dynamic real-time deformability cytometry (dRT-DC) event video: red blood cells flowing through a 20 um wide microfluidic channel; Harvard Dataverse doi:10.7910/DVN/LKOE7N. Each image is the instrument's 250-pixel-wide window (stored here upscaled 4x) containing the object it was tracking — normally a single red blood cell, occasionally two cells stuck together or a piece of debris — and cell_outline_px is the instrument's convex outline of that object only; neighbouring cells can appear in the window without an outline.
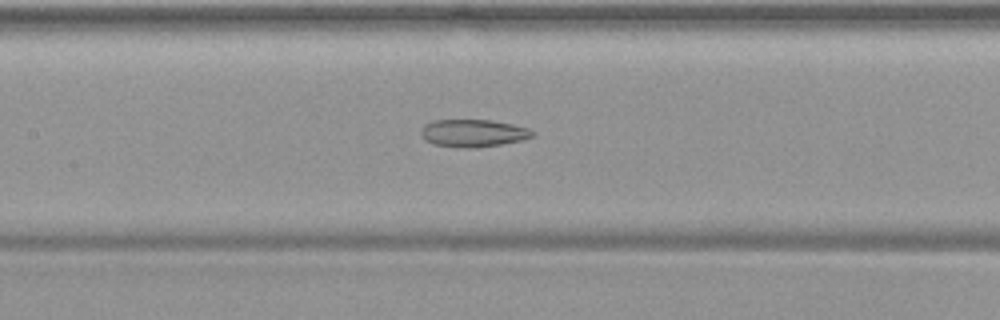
{"species": "common noctule bat (a hibernating species)", "species_latin": "Nyctalus noctula", "temperature_condition": "warm", "stored_images_in_passage": 49, "camera_frame_rate_fps": 3000, "um_per_image_px": 0.085, "animal": {"sex": "female", "body_mass_g": 19.9}, "frame": {"image": 1, "passage_image": 23, "time_ms": 7.333, "image_size_px": [1000, 320], "cell_outline_px": [[536, 136], [524, 140], [476, 148], [468, 148], [432, 144], [424, 140], [420, 132], [420, 128], [424, 124], [432, 120], [492, 120], [512, 124], [528, 128], [536, 132]], "centroid_in_image_um": [40.23, 11.31], "position_along_channel_um": 167.2, "area_um2": 18.15}}
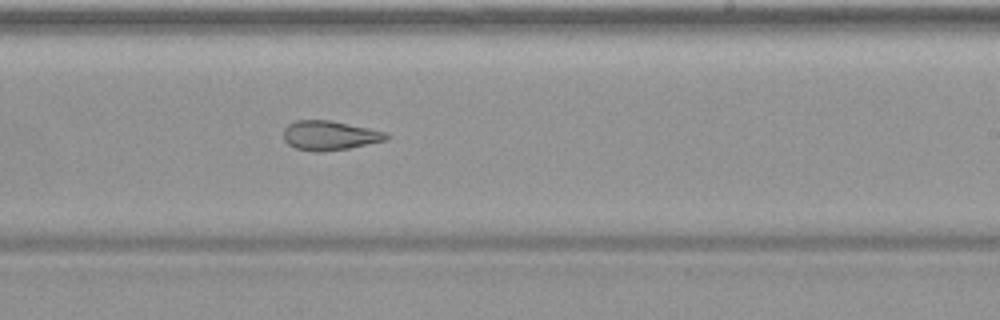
{"frame": {"image": 2, "passage_image": 30, "time_ms": 9.667, "image_size_px": [1000, 320], "cell_outline_px": [[388, 140], [348, 148], [320, 152], [316, 152], [296, 148], [288, 144], [284, 140], [284, 128], [288, 124], [296, 120], [328, 120], [388, 132]], "centroid_in_image_um": [28.01, 11.51], "position_along_channel_um": 261.0, "area_um2": 17.51}}
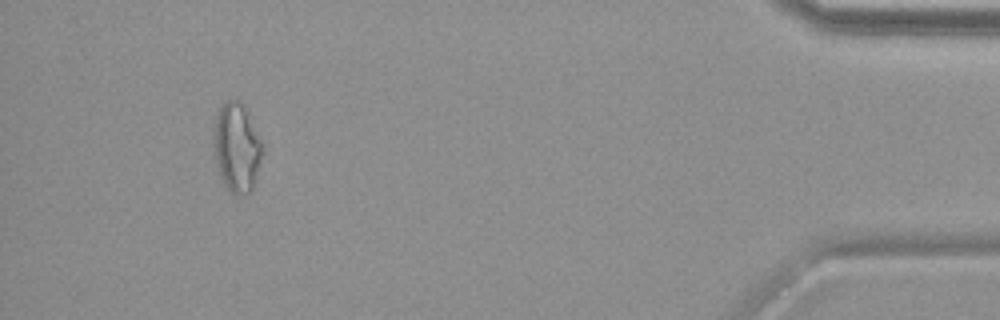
{"frame": {"image": 3, "passage_image": 46, "time_ms": 15.0, "image_size_px": [1000, 320], "cell_outline_px": [[264, 152], [252, 192], [244, 196], [240, 196], [232, 192], [220, 180], [216, 168], [212, 132], [216, 112], [224, 100], [240, 100], [248, 108], [264, 140]], "centroid_in_image_um": [20.15, 12.49], "position_along_channel_um": 415.0, "area_um2": 26.93}}